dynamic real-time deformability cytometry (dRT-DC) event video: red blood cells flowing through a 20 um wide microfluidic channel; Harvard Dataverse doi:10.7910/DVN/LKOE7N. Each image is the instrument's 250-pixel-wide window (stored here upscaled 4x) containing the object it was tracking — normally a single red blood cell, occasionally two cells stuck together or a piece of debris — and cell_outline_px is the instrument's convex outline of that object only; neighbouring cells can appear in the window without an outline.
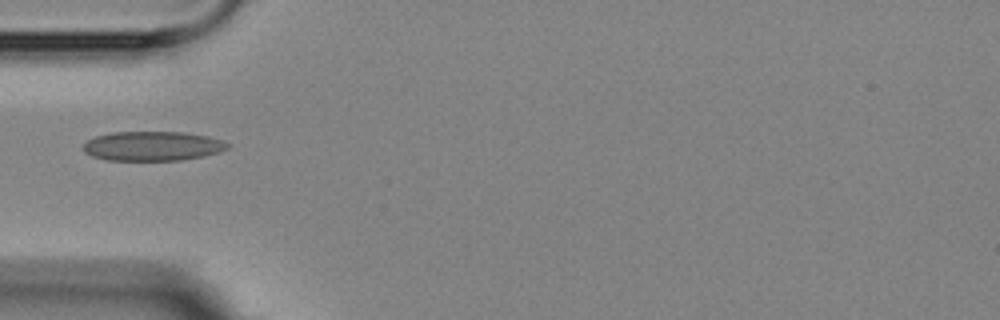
{"species": "Egyptian fruit bat (a non-hibernating species)", "species_latin": "Rousettus aegyptiacus", "temperature_condition": "room temperature", "stored_images_in_passage": 1, "camera_frame_rate_fps": 3000, "um_per_image_px": 0.085, "animal": {"sex": "female"}, "frame": {"image": 1, "passage_image": 1, "time_ms": 0.0, "image_size_px": [1000, 320], "cell_outline_px": [[228, 148], [220, 152], [204, 156], [180, 160], [108, 160], [92, 156], [84, 152], [84, 144], [88, 140], [96, 136], [112, 132], [184, 132], [208, 136], [224, 140], [228, 144]], "centroid_in_image_um": [12.99, 12.41], "position_along_channel_um": 72.0, "area_um2": 24.74}}